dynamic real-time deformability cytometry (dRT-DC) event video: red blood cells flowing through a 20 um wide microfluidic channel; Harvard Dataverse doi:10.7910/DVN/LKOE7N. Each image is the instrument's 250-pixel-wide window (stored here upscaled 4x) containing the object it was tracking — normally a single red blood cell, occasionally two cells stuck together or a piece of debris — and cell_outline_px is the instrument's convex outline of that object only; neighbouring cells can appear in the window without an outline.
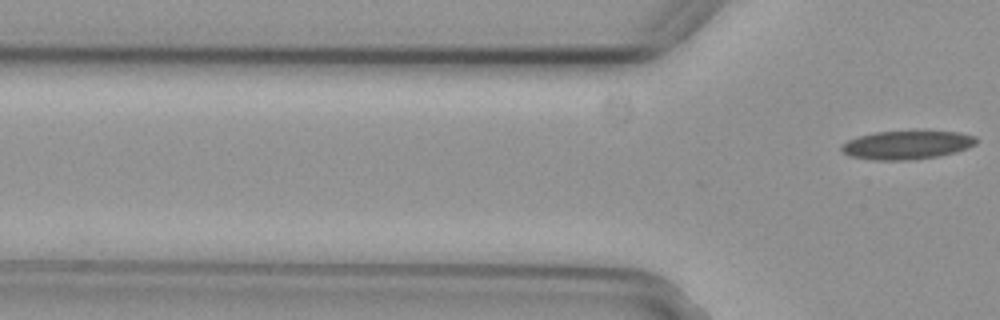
{"species": "common noctule bat (a hibernating species)", "species_latin": "Nyctalus noctula", "temperature_condition": "cold", "stored_images_in_passage": 6, "camera_frame_rate_fps": 3000, "um_per_image_px": 0.085, "animal": {"sex": "female", "body_mass_g": 29.2, "forearm_length_mm": 56.3}, "frame": {"image": 1, "passage_image": 6, "time_ms": 1.667, "image_size_px": [1000, 320], "cell_outline_px": [[980, 140], [976, 144], [968, 148], [956, 152], [940, 156], [912, 160], [876, 160], [848, 156], [840, 148], [840, 144], [856, 136], [876, 132], [960, 132], [976, 136]], "centroid_in_image_um": [77.09, 12.33], "position_along_channel_um": 48.7, "area_um2": 22.54}}